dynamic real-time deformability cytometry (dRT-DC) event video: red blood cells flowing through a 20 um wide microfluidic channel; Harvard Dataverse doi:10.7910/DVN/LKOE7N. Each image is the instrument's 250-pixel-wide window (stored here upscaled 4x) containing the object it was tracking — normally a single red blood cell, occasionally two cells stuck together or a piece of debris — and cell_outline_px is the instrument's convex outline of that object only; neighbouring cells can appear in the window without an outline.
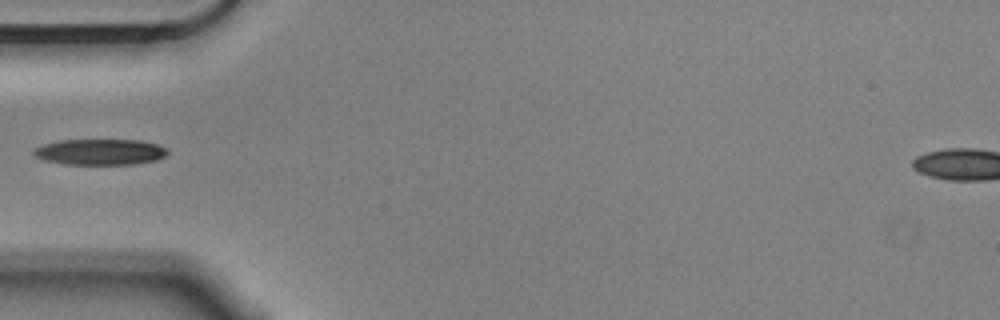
{"species": "Egyptian fruit bat (a non-hibernating species)", "species_latin": "Rousettus aegyptiacus", "temperature_condition": "cold", "stored_images_in_passage": 6, "camera_frame_rate_fps": 3000, "um_per_image_px": 0.085, "animal": {"sex": "male"}, "frame": {"image": 1, "passage_image": 4, "time_ms": 1.0, "image_size_px": [1000, 320], "cell_outline_px": [[168, 156], [156, 160], [132, 164], [64, 164], [44, 160], [36, 156], [32, 152], [36, 148], [44, 144], [60, 140], [140, 140], [156, 144], [168, 148]], "centroid_in_image_um": [8.55, 12.91], "position_along_channel_um": 76.4, "area_um2": 20.17}}
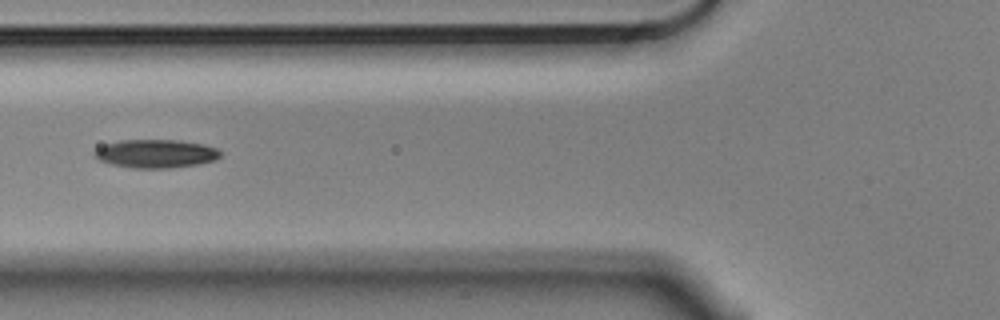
{"frame": {"image": 2, "passage_image": 5, "time_ms": 1.333, "image_size_px": [1000, 320], "cell_outline_px": [[220, 156], [216, 160], [196, 164], [168, 168], [132, 168], [108, 164], [92, 156], [92, 152], [96, 148], [104, 144], [120, 140], [180, 140], [204, 144], [216, 148], [220, 152]], "centroid_in_image_um": [13.18, 13.06], "position_along_channel_um": 112.6, "area_um2": 21.04}}
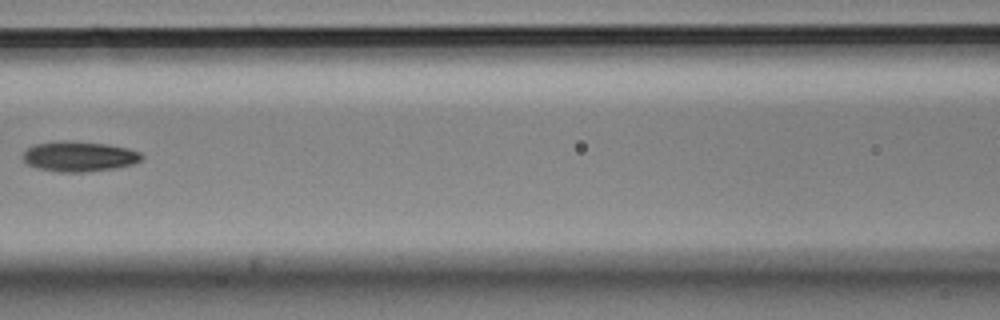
{"frame": {"image": 3, "passage_image": 6, "time_ms": 1.667, "image_size_px": [1000, 320], "cell_outline_px": [[144, 156], [140, 160], [132, 164], [116, 168], [84, 172], [60, 172], [36, 168], [28, 164], [24, 160], [24, 152], [28, 148], [36, 144], [52, 140], [72, 140], [108, 144], [128, 148], [140, 152]], "centroid_in_image_um": [6.73, 13.28], "position_along_channel_um": 159.9, "area_um2": 21.1}}